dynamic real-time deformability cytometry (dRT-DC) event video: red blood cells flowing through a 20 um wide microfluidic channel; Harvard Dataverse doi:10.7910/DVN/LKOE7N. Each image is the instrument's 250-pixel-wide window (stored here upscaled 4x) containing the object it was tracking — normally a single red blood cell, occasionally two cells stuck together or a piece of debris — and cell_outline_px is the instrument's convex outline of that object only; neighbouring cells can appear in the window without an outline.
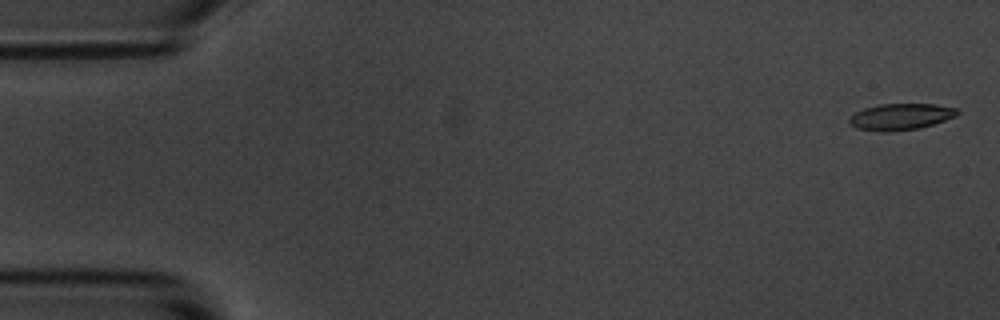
{"species": "common noctule bat (a hibernating species)", "species_latin": "Nyctalus noctula", "temperature_condition": "room temperature", "stored_images_in_passage": 55, "camera_frame_rate_fps": 3000, "um_per_image_px": 0.085, "animal": {"sex": "male", "body_mass_g": 20.1, "forearm_length_mm": 53.5}, "frame": {"image": 1, "passage_image": 2, "time_ms": 0.333, "image_size_px": [1000, 320], "cell_outline_px": [[960, 112], [956, 116], [920, 128], [888, 132], [884, 132], [856, 128], [848, 120], [856, 112], [864, 108], [880, 104], [936, 104], [956, 108]], "centroid_in_image_um": [76.58, 9.92], "position_along_channel_um": 8.4, "area_um2": 16.47}}
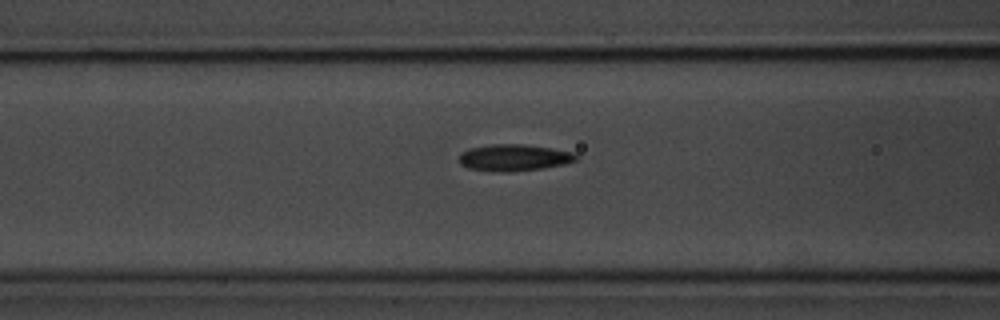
{"frame": {"image": 2, "passage_image": 22, "time_ms": 7.0, "image_size_px": [1000, 320], "cell_outline_px": [[580, 156], [576, 160], [564, 164], [544, 168], [508, 172], [492, 172], [468, 168], [460, 164], [460, 152], [468, 148], [492, 144], [524, 144], [552, 148], [572, 152]], "centroid_in_image_um": [43.68, 13.4], "position_along_channel_um": 122.9, "area_um2": 18.38}}
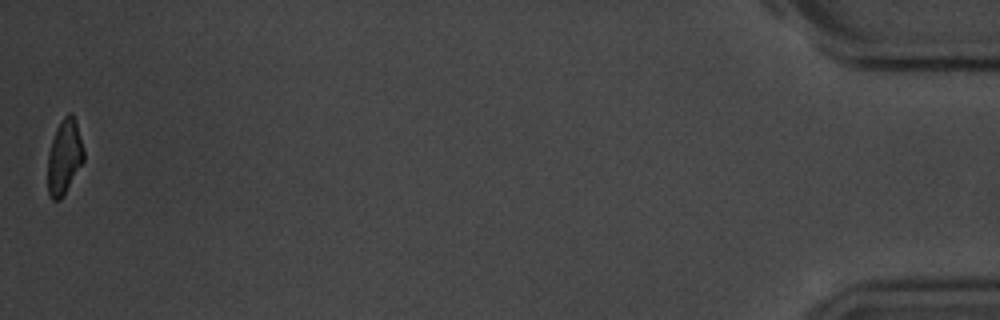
{"frame": {"image": 3, "passage_image": 55, "time_ms": 18.0, "image_size_px": [1000, 320], "cell_outline_px": [[84, 160], [60, 200], [52, 200], [48, 192], [48, 152], [56, 128], [64, 116], [68, 112], [72, 112], [84, 148]], "centroid_in_image_um": [5.46, 13.32], "position_along_channel_um": 429.7, "area_um2": 15.49}, "authors_computed_cell_mechanics": {"area_um2": 17.2822, "velocity_mm_per_s": 3.6645, "shape_relaxation_time_tau1_ms": 2.9404, "shape_relaxation_time_tau2_ms": 4.6436, "deformation_change_tau1": 0.1078, "deformation_change_tau2": 0.1117}}